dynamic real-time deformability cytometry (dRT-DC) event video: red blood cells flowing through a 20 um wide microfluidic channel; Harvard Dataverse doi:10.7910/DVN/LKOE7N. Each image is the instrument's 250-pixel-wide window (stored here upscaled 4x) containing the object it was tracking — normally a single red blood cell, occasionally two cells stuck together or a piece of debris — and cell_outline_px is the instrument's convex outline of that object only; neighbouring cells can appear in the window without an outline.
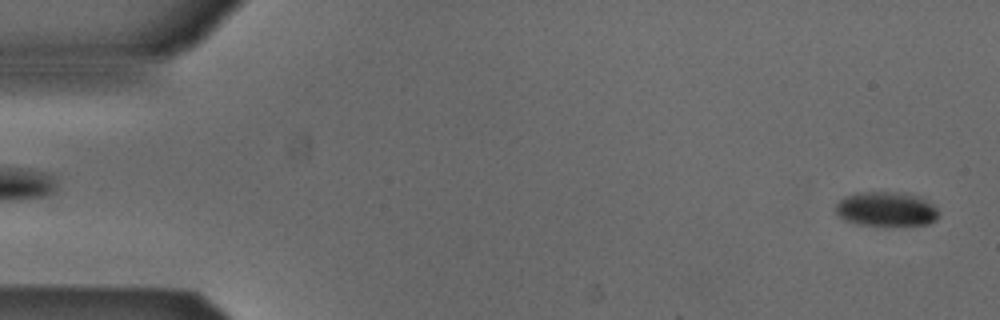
{"species": "Egyptian fruit bat (a non-hibernating species)", "species_latin": "Rousettus aegyptiacus", "temperature_condition": "cold", "stored_images_in_passage": 53, "camera_frame_rate_fps": 3000, "um_per_image_px": 0.085, "animal": {"sex": "male"}, "frame": {"image": 1, "passage_image": 2, "time_ms": 0.333, "image_size_px": [1000, 320], "cell_outline_px": [[940, 212], [936, 220], [928, 224], [884, 228], [856, 224], [844, 220], [836, 216], [836, 204], [844, 196], [856, 192], [904, 192], [924, 196]], "centroid_in_image_um": [75.35, 17.8], "position_along_channel_um": 9.7, "area_um2": 21.91}}
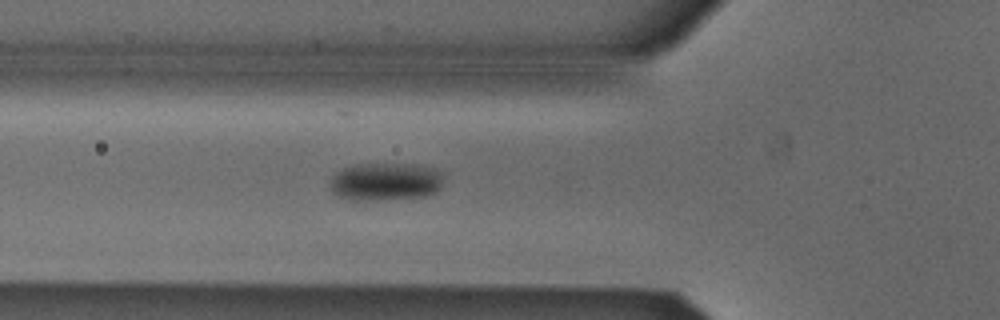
{"frame": {"image": 2, "passage_image": 19, "time_ms": 6.0, "image_size_px": [1000, 320], "cell_outline_px": [[440, 188], [436, 192], [428, 196], [376, 200], [352, 200], [340, 196], [332, 192], [332, 176], [336, 172], [344, 168], [356, 164], [412, 164], [432, 168], [440, 172]], "centroid_in_image_um": [32.75, 15.44], "position_along_channel_um": 93.0, "area_um2": 24.74}}
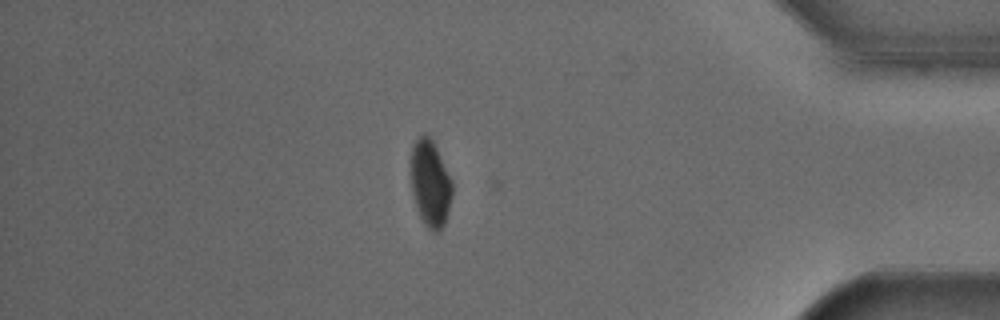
{"frame": {"image": 3, "passage_image": 46, "time_ms": 15.0, "image_size_px": [1000, 320], "cell_outline_px": [[452, 196], [444, 224], [440, 232], [432, 232], [424, 224], [416, 208], [412, 196], [412, 148], [416, 140], [424, 132], [432, 140], [452, 180]], "centroid_in_image_um": [36.58, 15.64], "position_along_channel_um": 398.6, "area_um2": 20.63}, "authors_computed_cell_mechanics": {"area_um2": 23.2934, "velocity_mm_per_s": 3.8351, "shape_relaxation_time_tau1_ms": 4.1208, "shape_relaxation_time_tau2_ms": null, "deformation_change_tau1": 0.0655, "deformation_change_tau2": null}}